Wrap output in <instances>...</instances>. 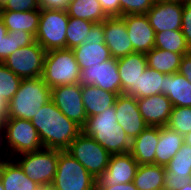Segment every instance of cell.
Listing matches in <instances>:
<instances>
[{
  "instance_id": "1",
  "label": "cell",
  "mask_w": 191,
  "mask_h": 190,
  "mask_svg": "<svg viewBox=\"0 0 191 190\" xmlns=\"http://www.w3.org/2000/svg\"><path fill=\"white\" fill-rule=\"evenodd\" d=\"M30 121L38 131L44 148L67 150L82 132V128L68 119L52 100L44 104Z\"/></svg>"
},
{
  "instance_id": "2",
  "label": "cell",
  "mask_w": 191,
  "mask_h": 190,
  "mask_svg": "<svg viewBox=\"0 0 191 190\" xmlns=\"http://www.w3.org/2000/svg\"><path fill=\"white\" fill-rule=\"evenodd\" d=\"M115 106L105 109L101 114L87 117L82 132L91 136L111 155L130 153L131 140L119 126Z\"/></svg>"
},
{
  "instance_id": "3",
  "label": "cell",
  "mask_w": 191,
  "mask_h": 190,
  "mask_svg": "<svg viewBox=\"0 0 191 190\" xmlns=\"http://www.w3.org/2000/svg\"><path fill=\"white\" fill-rule=\"evenodd\" d=\"M50 100L51 88L42 76L22 79L17 92L7 104V118L31 120Z\"/></svg>"
},
{
  "instance_id": "4",
  "label": "cell",
  "mask_w": 191,
  "mask_h": 190,
  "mask_svg": "<svg viewBox=\"0 0 191 190\" xmlns=\"http://www.w3.org/2000/svg\"><path fill=\"white\" fill-rule=\"evenodd\" d=\"M4 150L10 159L43 148L38 131L30 120L6 118L0 126Z\"/></svg>"
},
{
  "instance_id": "5",
  "label": "cell",
  "mask_w": 191,
  "mask_h": 190,
  "mask_svg": "<svg viewBox=\"0 0 191 190\" xmlns=\"http://www.w3.org/2000/svg\"><path fill=\"white\" fill-rule=\"evenodd\" d=\"M42 78L50 88L80 83L81 71L73 50L47 51Z\"/></svg>"
},
{
  "instance_id": "6",
  "label": "cell",
  "mask_w": 191,
  "mask_h": 190,
  "mask_svg": "<svg viewBox=\"0 0 191 190\" xmlns=\"http://www.w3.org/2000/svg\"><path fill=\"white\" fill-rule=\"evenodd\" d=\"M54 190H96V179L66 150H59Z\"/></svg>"
},
{
  "instance_id": "7",
  "label": "cell",
  "mask_w": 191,
  "mask_h": 190,
  "mask_svg": "<svg viewBox=\"0 0 191 190\" xmlns=\"http://www.w3.org/2000/svg\"><path fill=\"white\" fill-rule=\"evenodd\" d=\"M58 158V149L43 147L37 151L20 154L13 159L28 178L43 187L51 186L56 174Z\"/></svg>"
},
{
  "instance_id": "8",
  "label": "cell",
  "mask_w": 191,
  "mask_h": 190,
  "mask_svg": "<svg viewBox=\"0 0 191 190\" xmlns=\"http://www.w3.org/2000/svg\"><path fill=\"white\" fill-rule=\"evenodd\" d=\"M66 151L79 161L96 180L107 168L111 156L103 146L83 132L71 142Z\"/></svg>"
},
{
  "instance_id": "9",
  "label": "cell",
  "mask_w": 191,
  "mask_h": 190,
  "mask_svg": "<svg viewBox=\"0 0 191 190\" xmlns=\"http://www.w3.org/2000/svg\"><path fill=\"white\" fill-rule=\"evenodd\" d=\"M68 21L67 11L42 9L35 41L46 51L65 49Z\"/></svg>"
},
{
  "instance_id": "10",
  "label": "cell",
  "mask_w": 191,
  "mask_h": 190,
  "mask_svg": "<svg viewBox=\"0 0 191 190\" xmlns=\"http://www.w3.org/2000/svg\"><path fill=\"white\" fill-rule=\"evenodd\" d=\"M46 50L35 41L17 49L3 64L21 79L37 78L43 75Z\"/></svg>"
},
{
  "instance_id": "11",
  "label": "cell",
  "mask_w": 191,
  "mask_h": 190,
  "mask_svg": "<svg viewBox=\"0 0 191 190\" xmlns=\"http://www.w3.org/2000/svg\"><path fill=\"white\" fill-rule=\"evenodd\" d=\"M82 84H70L51 88V100L56 107L71 121L81 128L84 126L87 115L82 102Z\"/></svg>"
},
{
  "instance_id": "12",
  "label": "cell",
  "mask_w": 191,
  "mask_h": 190,
  "mask_svg": "<svg viewBox=\"0 0 191 190\" xmlns=\"http://www.w3.org/2000/svg\"><path fill=\"white\" fill-rule=\"evenodd\" d=\"M80 83L94 85L118 95L122 94L117 59L111 58L103 63L82 69Z\"/></svg>"
},
{
  "instance_id": "13",
  "label": "cell",
  "mask_w": 191,
  "mask_h": 190,
  "mask_svg": "<svg viewBox=\"0 0 191 190\" xmlns=\"http://www.w3.org/2000/svg\"><path fill=\"white\" fill-rule=\"evenodd\" d=\"M138 166L130 153L111 155L107 168L96 180V187H113L133 182Z\"/></svg>"
},
{
  "instance_id": "14",
  "label": "cell",
  "mask_w": 191,
  "mask_h": 190,
  "mask_svg": "<svg viewBox=\"0 0 191 190\" xmlns=\"http://www.w3.org/2000/svg\"><path fill=\"white\" fill-rule=\"evenodd\" d=\"M183 2L156 0L146 13L155 33L181 30Z\"/></svg>"
},
{
  "instance_id": "15",
  "label": "cell",
  "mask_w": 191,
  "mask_h": 190,
  "mask_svg": "<svg viewBox=\"0 0 191 190\" xmlns=\"http://www.w3.org/2000/svg\"><path fill=\"white\" fill-rule=\"evenodd\" d=\"M145 53L134 52L117 59L122 94L138 98V80L147 68Z\"/></svg>"
},
{
  "instance_id": "16",
  "label": "cell",
  "mask_w": 191,
  "mask_h": 190,
  "mask_svg": "<svg viewBox=\"0 0 191 190\" xmlns=\"http://www.w3.org/2000/svg\"><path fill=\"white\" fill-rule=\"evenodd\" d=\"M114 106L116 109L117 123L131 141L148 126L139 112L135 97L120 94Z\"/></svg>"
},
{
  "instance_id": "17",
  "label": "cell",
  "mask_w": 191,
  "mask_h": 190,
  "mask_svg": "<svg viewBox=\"0 0 191 190\" xmlns=\"http://www.w3.org/2000/svg\"><path fill=\"white\" fill-rule=\"evenodd\" d=\"M105 44L112 58H121L134 53L126 24L121 16L108 17L103 22Z\"/></svg>"
},
{
  "instance_id": "18",
  "label": "cell",
  "mask_w": 191,
  "mask_h": 190,
  "mask_svg": "<svg viewBox=\"0 0 191 190\" xmlns=\"http://www.w3.org/2000/svg\"><path fill=\"white\" fill-rule=\"evenodd\" d=\"M126 24L127 33L134 52L147 53L155 46V31L146 14H129L121 16Z\"/></svg>"
},
{
  "instance_id": "19",
  "label": "cell",
  "mask_w": 191,
  "mask_h": 190,
  "mask_svg": "<svg viewBox=\"0 0 191 190\" xmlns=\"http://www.w3.org/2000/svg\"><path fill=\"white\" fill-rule=\"evenodd\" d=\"M139 112L148 126L163 127L167 125L173 105L166 95L155 94L136 99Z\"/></svg>"
},
{
  "instance_id": "20",
  "label": "cell",
  "mask_w": 191,
  "mask_h": 190,
  "mask_svg": "<svg viewBox=\"0 0 191 190\" xmlns=\"http://www.w3.org/2000/svg\"><path fill=\"white\" fill-rule=\"evenodd\" d=\"M158 141L159 127L147 126L131 141L130 154L139 165L155 164V154Z\"/></svg>"
},
{
  "instance_id": "21",
  "label": "cell",
  "mask_w": 191,
  "mask_h": 190,
  "mask_svg": "<svg viewBox=\"0 0 191 190\" xmlns=\"http://www.w3.org/2000/svg\"><path fill=\"white\" fill-rule=\"evenodd\" d=\"M0 180L5 190H40L41 188L27 177L14 159L10 158L0 165Z\"/></svg>"
},
{
  "instance_id": "22",
  "label": "cell",
  "mask_w": 191,
  "mask_h": 190,
  "mask_svg": "<svg viewBox=\"0 0 191 190\" xmlns=\"http://www.w3.org/2000/svg\"><path fill=\"white\" fill-rule=\"evenodd\" d=\"M81 96L86 115L90 117L101 114L105 109L114 106L118 94L94 85H82Z\"/></svg>"
},
{
  "instance_id": "23",
  "label": "cell",
  "mask_w": 191,
  "mask_h": 190,
  "mask_svg": "<svg viewBox=\"0 0 191 190\" xmlns=\"http://www.w3.org/2000/svg\"><path fill=\"white\" fill-rule=\"evenodd\" d=\"M183 144V135L166 125L159 127V141L156 147L155 164L166 167Z\"/></svg>"
},
{
  "instance_id": "24",
  "label": "cell",
  "mask_w": 191,
  "mask_h": 190,
  "mask_svg": "<svg viewBox=\"0 0 191 190\" xmlns=\"http://www.w3.org/2000/svg\"><path fill=\"white\" fill-rule=\"evenodd\" d=\"M40 11V9L24 12L0 11V18L8 32L27 31L35 37L40 22Z\"/></svg>"
},
{
  "instance_id": "25",
  "label": "cell",
  "mask_w": 191,
  "mask_h": 190,
  "mask_svg": "<svg viewBox=\"0 0 191 190\" xmlns=\"http://www.w3.org/2000/svg\"><path fill=\"white\" fill-rule=\"evenodd\" d=\"M164 95L173 107H191V83L179 72L165 75Z\"/></svg>"
},
{
  "instance_id": "26",
  "label": "cell",
  "mask_w": 191,
  "mask_h": 190,
  "mask_svg": "<svg viewBox=\"0 0 191 190\" xmlns=\"http://www.w3.org/2000/svg\"><path fill=\"white\" fill-rule=\"evenodd\" d=\"M80 71L90 66L103 63L112 58L105 42L88 41L72 49Z\"/></svg>"
},
{
  "instance_id": "27",
  "label": "cell",
  "mask_w": 191,
  "mask_h": 190,
  "mask_svg": "<svg viewBox=\"0 0 191 190\" xmlns=\"http://www.w3.org/2000/svg\"><path fill=\"white\" fill-rule=\"evenodd\" d=\"M165 167L157 164L139 165L133 184L138 190H163Z\"/></svg>"
},
{
  "instance_id": "28",
  "label": "cell",
  "mask_w": 191,
  "mask_h": 190,
  "mask_svg": "<svg viewBox=\"0 0 191 190\" xmlns=\"http://www.w3.org/2000/svg\"><path fill=\"white\" fill-rule=\"evenodd\" d=\"M66 11L69 17L93 23H102L108 18L99 0H71Z\"/></svg>"
},
{
  "instance_id": "29",
  "label": "cell",
  "mask_w": 191,
  "mask_h": 190,
  "mask_svg": "<svg viewBox=\"0 0 191 190\" xmlns=\"http://www.w3.org/2000/svg\"><path fill=\"white\" fill-rule=\"evenodd\" d=\"M183 55L154 47L146 53L147 65L166 75L174 74L179 70Z\"/></svg>"
},
{
  "instance_id": "30",
  "label": "cell",
  "mask_w": 191,
  "mask_h": 190,
  "mask_svg": "<svg viewBox=\"0 0 191 190\" xmlns=\"http://www.w3.org/2000/svg\"><path fill=\"white\" fill-rule=\"evenodd\" d=\"M165 75L147 66L138 80V98L150 97L155 94L164 95Z\"/></svg>"
},
{
  "instance_id": "31",
  "label": "cell",
  "mask_w": 191,
  "mask_h": 190,
  "mask_svg": "<svg viewBox=\"0 0 191 190\" xmlns=\"http://www.w3.org/2000/svg\"><path fill=\"white\" fill-rule=\"evenodd\" d=\"M154 47L178 54H188L191 50L181 30H167L156 33Z\"/></svg>"
},
{
  "instance_id": "32",
  "label": "cell",
  "mask_w": 191,
  "mask_h": 190,
  "mask_svg": "<svg viewBox=\"0 0 191 190\" xmlns=\"http://www.w3.org/2000/svg\"><path fill=\"white\" fill-rule=\"evenodd\" d=\"M35 42V37L27 31H12L0 42V62L3 63L17 49L31 45Z\"/></svg>"
},
{
  "instance_id": "33",
  "label": "cell",
  "mask_w": 191,
  "mask_h": 190,
  "mask_svg": "<svg viewBox=\"0 0 191 190\" xmlns=\"http://www.w3.org/2000/svg\"><path fill=\"white\" fill-rule=\"evenodd\" d=\"M95 23L88 20L69 17L66 29V48L73 49L85 42L86 35Z\"/></svg>"
},
{
  "instance_id": "34",
  "label": "cell",
  "mask_w": 191,
  "mask_h": 190,
  "mask_svg": "<svg viewBox=\"0 0 191 190\" xmlns=\"http://www.w3.org/2000/svg\"><path fill=\"white\" fill-rule=\"evenodd\" d=\"M165 168L173 176L191 178V146L184 143Z\"/></svg>"
},
{
  "instance_id": "35",
  "label": "cell",
  "mask_w": 191,
  "mask_h": 190,
  "mask_svg": "<svg viewBox=\"0 0 191 190\" xmlns=\"http://www.w3.org/2000/svg\"><path fill=\"white\" fill-rule=\"evenodd\" d=\"M21 78L0 62V97L7 104L14 97Z\"/></svg>"
},
{
  "instance_id": "36",
  "label": "cell",
  "mask_w": 191,
  "mask_h": 190,
  "mask_svg": "<svg viewBox=\"0 0 191 190\" xmlns=\"http://www.w3.org/2000/svg\"><path fill=\"white\" fill-rule=\"evenodd\" d=\"M168 127L185 136L191 132V107H173Z\"/></svg>"
},
{
  "instance_id": "37",
  "label": "cell",
  "mask_w": 191,
  "mask_h": 190,
  "mask_svg": "<svg viewBox=\"0 0 191 190\" xmlns=\"http://www.w3.org/2000/svg\"><path fill=\"white\" fill-rule=\"evenodd\" d=\"M156 0H119L120 16L129 14H146Z\"/></svg>"
},
{
  "instance_id": "38",
  "label": "cell",
  "mask_w": 191,
  "mask_h": 190,
  "mask_svg": "<svg viewBox=\"0 0 191 190\" xmlns=\"http://www.w3.org/2000/svg\"><path fill=\"white\" fill-rule=\"evenodd\" d=\"M40 9L38 0H2L0 11H31Z\"/></svg>"
},
{
  "instance_id": "39",
  "label": "cell",
  "mask_w": 191,
  "mask_h": 190,
  "mask_svg": "<svg viewBox=\"0 0 191 190\" xmlns=\"http://www.w3.org/2000/svg\"><path fill=\"white\" fill-rule=\"evenodd\" d=\"M181 31L191 49V0L183 2Z\"/></svg>"
},
{
  "instance_id": "40",
  "label": "cell",
  "mask_w": 191,
  "mask_h": 190,
  "mask_svg": "<svg viewBox=\"0 0 191 190\" xmlns=\"http://www.w3.org/2000/svg\"><path fill=\"white\" fill-rule=\"evenodd\" d=\"M189 182L191 178L173 176V173L165 168L163 190H180Z\"/></svg>"
},
{
  "instance_id": "41",
  "label": "cell",
  "mask_w": 191,
  "mask_h": 190,
  "mask_svg": "<svg viewBox=\"0 0 191 190\" xmlns=\"http://www.w3.org/2000/svg\"><path fill=\"white\" fill-rule=\"evenodd\" d=\"M71 0H38L40 10L52 9L66 11Z\"/></svg>"
},
{
  "instance_id": "42",
  "label": "cell",
  "mask_w": 191,
  "mask_h": 190,
  "mask_svg": "<svg viewBox=\"0 0 191 190\" xmlns=\"http://www.w3.org/2000/svg\"><path fill=\"white\" fill-rule=\"evenodd\" d=\"M99 2L108 17L120 16L119 0H99Z\"/></svg>"
},
{
  "instance_id": "43",
  "label": "cell",
  "mask_w": 191,
  "mask_h": 190,
  "mask_svg": "<svg viewBox=\"0 0 191 190\" xmlns=\"http://www.w3.org/2000/svg\"><path fill=\"white\" fill-rule=\"evenodd\" d=\"M88 41H99L105 42L104 39V29H103V22L102 23H95L90 32L86 35L85 43Z\"/></svg>"
},
{
  "instance_id": "44",
  "label": "cell",
  "mask_w": 191,
  "mask_h": 190,
  "mask_svg": "<svg viewBox=\"0 0 191 190\" xmlns=\"http://www.w3.org/2000/svg\"><path fill=\"white\" fill-rule=\"evenodd\" d=\"M178 72L191 83V50L182 56Z\"/></svg>"
},
{
  "instance_id": "45",
  "label": "cell",
  "mask_w": 191,
  "mask_h": 190,
  "mask_svg": "<svg viewBox=\"0 0 191 190\" xmlns=\"http://www.w3.org/2000/svg\"><path fill=\"white\" fill-rule=\"evenodd\" d=\"M96 190H138L133 182H128L124 184H118L115 186H110V187H96Z\"/></svg>"
},
{
  "instance_id": "46",
  "label": "cell",
  "mask_w": 191,
  "mask_h": 190,
  "mask_svg": "<svg viewBox=\"0 0 191 190\" xmlns=\"http://www.w3.org/2000/svg\"><path fill=\"white\" fill-rule=\"evenodd\" d=\"M7 103L3 101V99L0 97V126L3 123V121L7 118Z\"/></svg>"
},
{
  "instance_id": "47",
  "label": "cell",
  "mask_w": 191,
  "mask_h": 190,
  "mask_svg": "<svg viewBox=\"0 0 191 190\" xmlns=\"http://www.w3.org/2000/svg\"><path fill=\"white\" fill-rule=\"evenodd\" d=\"M3 148H4V143H3L2 133L0 131V165L9 158L7 156V153L3 151Z\"/></svg>"
},
{
  "instance_id": "48",
  "label": "cell",
  "mask_w": 191,
  "mask_h": 190,
  "mask_svg": "<svg viewBox=\"0 0 191 190\" xmlns=\"http://www.w3.org/2000/svg\"><path fill=\"white\" fill-rule=\"evenodd\" d=\"M7 28L4 26L2 19L0 18V42L7 35Z\"/></svg>"
},
{
  "instance_id": "49",
  "label": "cell",
  "mask_w": 191,
  "mask_h": 190,
  "mask_svg": "<svg viewBox=\"0 0 191 190\" xmlns=\"http://www.w3.org/2000/svg\"><path fill=\"white\" fill-rule=\"evenodd\" d=\"M184 143L191 146V132L184 136Z\"/></svg>"
},
{
  "instance_id": "50",
  "label": "cell",
  "mask_w": 191,
  "mask_h": 190,
  "mask_svg": "<svg viewBox=\"0 0 191 190\" xmlns=\"http://www.w3.org/2000/svg\"><path fill=\"white\" fill-rule=\"evenodd\" d=\"M180 190H191V182L187 183L183 188Z\"/></svg>"
},
{
  "instance_id": "51",
  "label": "cell",
  "mask_w": 191,
  "mask_h": 190,
  "mask_svg": "<svg viewBox=\"0 0 191 190\" xmlns=\"http://www.w3.org/2000/svg\"><path fill=\"white\" fill-rule=\"evenodd\" d=\"M40 190H54V188L52 186H43Z\"/></svg>"
},
{
  "instance_id": "52",
  "label": "cell",
  "mask_w": 191,
  "mask_h": 190,
  "mask_svg": "<svg viewBox=\"0 0 191 190\" xmlns=\"http://www.w3.org/2000/svg\"><path fill=\"white\" fill-rule=\"evenodd\" d=\"M166 1L185 2L187 0H166Z\"/></svg>"
},
{
  "instance_id": "53",
  "label": "cell",
  "mask_w": 191,
  "mask_h": 190,
  "mask_svg": "<svg viewBox=\"0 0 191 190\" xmlns=\"http://www.w3.org/2000/svg\"><path fill=\"white\" fill-rule=\"evenodd\" d=\"M0 190H5L4 187H3V185H2L1 180H0Z\"/></svg>"
}]
</instances>
